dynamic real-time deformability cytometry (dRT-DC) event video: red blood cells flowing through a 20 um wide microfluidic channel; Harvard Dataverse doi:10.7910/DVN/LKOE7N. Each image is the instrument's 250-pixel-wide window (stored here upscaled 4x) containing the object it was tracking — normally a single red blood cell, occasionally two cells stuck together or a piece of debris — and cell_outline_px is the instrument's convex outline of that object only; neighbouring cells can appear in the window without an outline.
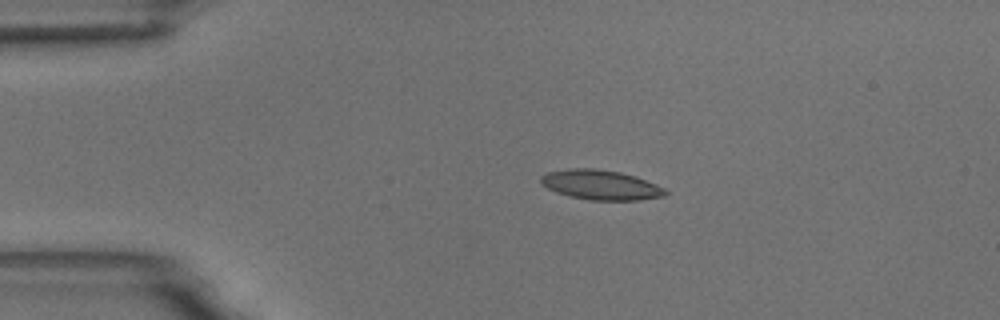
{"species": "common noctule bat (a hibernating species)", "species_latin": "Nyctalus noctula", "temperature_condition": "room temperature", "stored_images_in_passage": 20, "camera_frame_rate_fps": 3000, "um_per_image_px": 0.085, "animal": {"sex": "male", "body_mass_g": 18.8}, "frame": {"image": 1, "passage_image": 3, "time_ms": 0.667, "image_size_px": [1000, 320], "cell_outline_px": [[668, 192], [664, 196], [640, 200], [588, 200], [556, 192], [548, 188], [540, 180], [540, 176], [548, 172], [568, 168], [596, 168], [620, 172], [656, 184], [664, 188]], "centroid_in_image_um": [51.06, 15.71], "position_along_channel_um": 33.9, "area_um2": 21.39}}
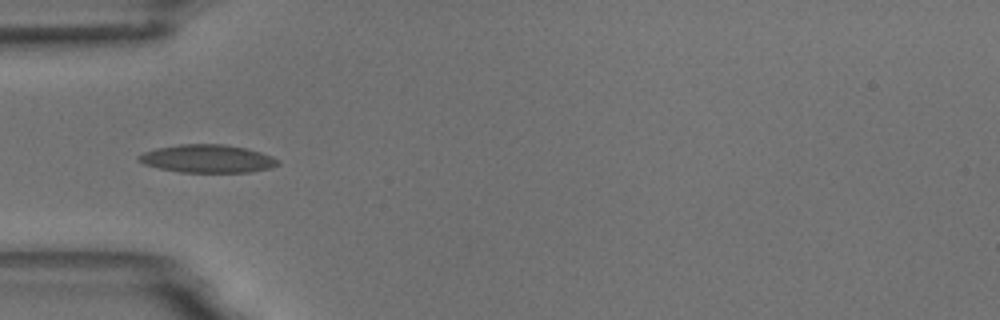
{"frame": {"image": 2, "passage_image": 9, "time_ms": 2.667, "image_size_px": [1000, 320], "cell_outline_px": [[280, 164], [268, 168], [248, 172], [180, 172], [160, 168], [144, 164], [136, 160], [136, 156], [144, 152], [156, 148], [180, 144], [224, 144], [248, 148], [272, 156], [280, 160]], "centroid_in_image_um": [17.62, 13.48], "position_along_channel_um": 67.4, "area_um2": 22.77}}
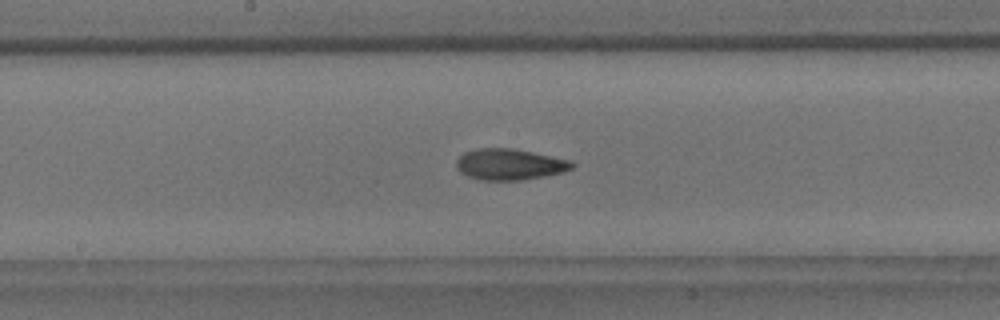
{"frame": {"image": 3, "passage_image": 20, "time_ms": 6.333, "image_size_px": [1000, 320], "cell_outline_px": [[576, 164], [572, 168], [564, 172], [544, 176], [520, 180], [480, 180], [468, 176], [460, 172], [456, 168], [456, 160], [464, 152], [480, 148], [512, 148], [572, 160]], "centroid_in_image_um": [43.33, 13.97], "position_along_channel_um": 204.9, "area_um2": 21.04}}